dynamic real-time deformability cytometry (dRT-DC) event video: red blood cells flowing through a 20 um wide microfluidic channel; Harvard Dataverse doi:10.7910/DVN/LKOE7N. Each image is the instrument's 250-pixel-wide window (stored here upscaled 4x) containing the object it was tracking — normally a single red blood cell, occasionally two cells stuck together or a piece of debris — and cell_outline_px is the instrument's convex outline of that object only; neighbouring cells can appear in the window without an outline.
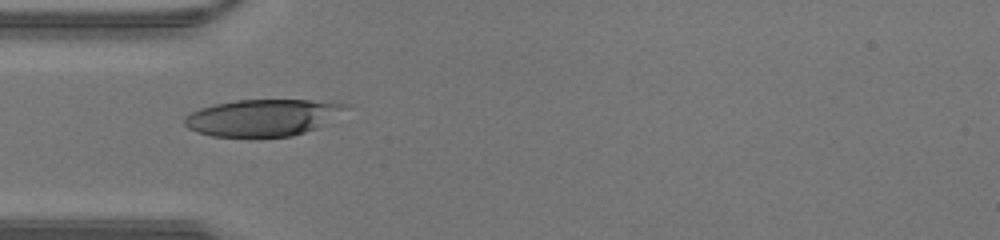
{"species": "human", "species_latin": "Homo sapiens", "temperature_condition": "warm", "stored_images_in_passage": 30, "camera_frame_rate_fps": 3000, "um_per_image_px": 0.085, "donor": {"sex": "male"}, "frame": {"image": 1, "passage_image": 1, "time_ms": 0.0, "image_size_px": [1000, 240], "cell_outline_px": [[348, 104], [344, 108], [316, 128], [292, 136], [256, 140], [248, 140], [212, 136], [196, 132], [188, 128], [184, 124], [184, 116], [200, 108], [216, 104], [236, 100], [308, 100]], "centroid_in_image_um": [22.18, 10.06], "position_along_channel_um": 62.8, "area_um2": 34.91}}
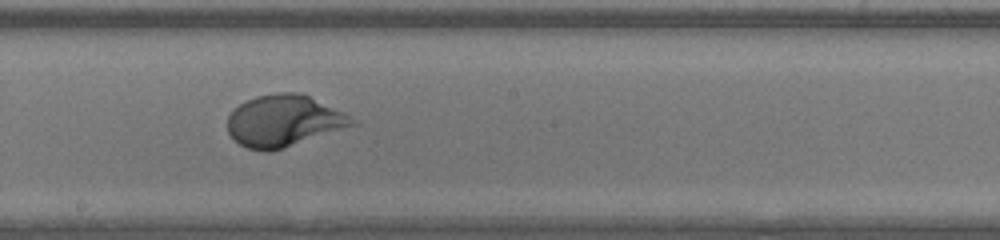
{"frame": {"image": 2, "passage_image": 11, "time_ms": 3.333, "image_size_px": [1000, 240], "cell_outline_px": [[360, 124], [268, 152], [264, 152], [248, 148], [240, 144], [228, 132], [228, 116], [232, 108], [256, 96], [276, 92], [300, 92], [344, 112]], "centroid_in_image_um": [24.13, 10.26], "position_along_channel_um": 224.1, "area_um2": 37.34}}
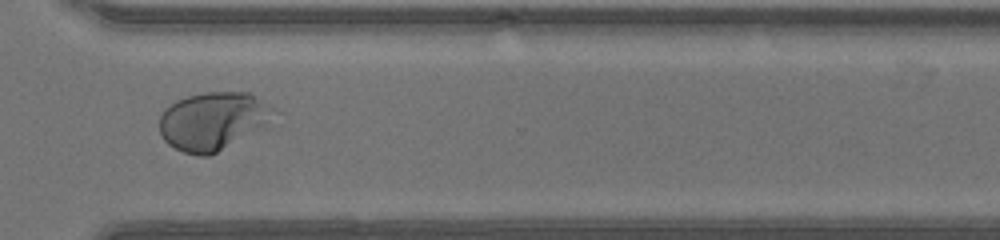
{"frame": {"image": 3, "passage_image": 19, "time_ms": 6.0, "image_size_px": [1000, 240], "cell_outline_px": [[280, 112], [268, 128], [208, 156], [196, 156], [184, 152], [168, 144], [164, 140], [160, 132], [160, 116], [176, 100], [188, 96], [204, 92], [252, 92], [276, 108]], "centroid_in_image_um": [18.25, 10.28], "position_along_channel_um": 352.3, "area_um2": 39.71}}